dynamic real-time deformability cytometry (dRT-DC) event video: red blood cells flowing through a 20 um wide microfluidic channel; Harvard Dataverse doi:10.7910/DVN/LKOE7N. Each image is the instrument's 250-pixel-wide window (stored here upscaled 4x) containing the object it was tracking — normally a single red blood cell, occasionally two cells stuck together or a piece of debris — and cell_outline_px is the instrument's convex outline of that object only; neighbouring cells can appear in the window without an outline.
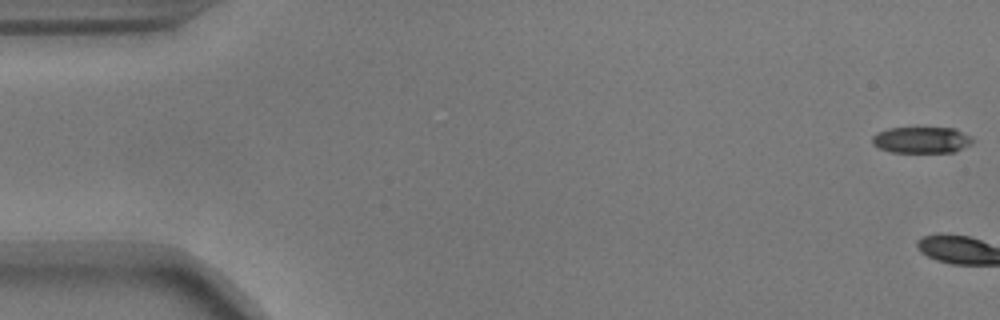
{"species": "common noctule bat (a hibernating species)", "species_latin": "Nyctalus noctula", "temperature_condition": "warm", "stored_images_in_passage": 3, "camera_frame_rate_fps": 3000, "um_per_image_px": 0.085, "animal": {"sex": "male", "body_mass_g": 17.9}, "frame": {"image": 1, "passage_image": 1, "time_ms": 0.0, "image_size_px": [1000, 320], "cell_outline_px": [[972, 144], [956, 152], [892, 152], [880, 148], [872, 144], [872, 136], [876, 132], [888, 128], [956, 128], [972, 136]], "centroid_in_image_um": [78.35, 11.89], "position_along_channel_um": 6.6, "area_um2": 15.55}}